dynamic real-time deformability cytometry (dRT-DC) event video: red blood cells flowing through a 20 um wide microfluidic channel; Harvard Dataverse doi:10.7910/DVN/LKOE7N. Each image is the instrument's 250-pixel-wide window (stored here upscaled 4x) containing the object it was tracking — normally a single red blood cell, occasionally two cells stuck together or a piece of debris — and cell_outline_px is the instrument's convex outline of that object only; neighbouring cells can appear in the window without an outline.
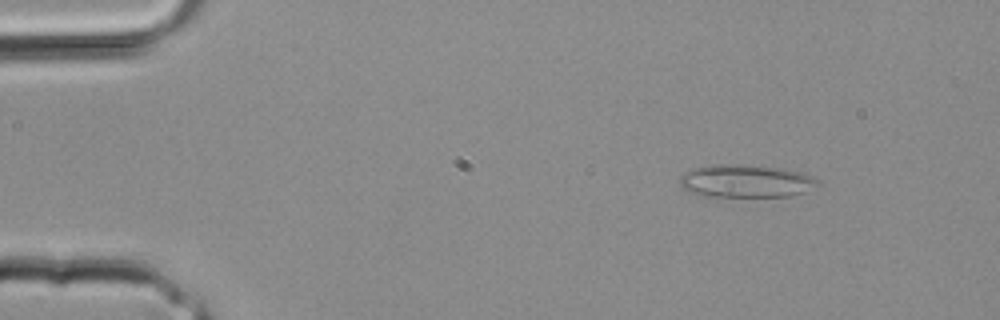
{"species": "common noctule bat (a hibernating species)", "species_latin": "Nyctalus noctula", "temperature_condition": "room temperature", "stored_images_in_passage": 12, "camera_frame_rate_fps": 3000, "um_per_image_px": 0.085, "animal": {"sex": "male", "body_mass_g": 20.4}, "frame": {"image": 1, "passage_image": 4, "time_ms": 1.0, "image_size_px": [1000, 320], "cell_outline_px": [[820, 184], [804, 192], [792, 196], [704, 196], [692, 192], [684, 188], [680, 184], [680, 176], [684, 172], [696, 168], [780, 168], [800, 172], [820, 180]], "centroid_in_image_um": [63.48, 15.47], "position_along_channel_um": 21.5, "area_um2": 24.62}}
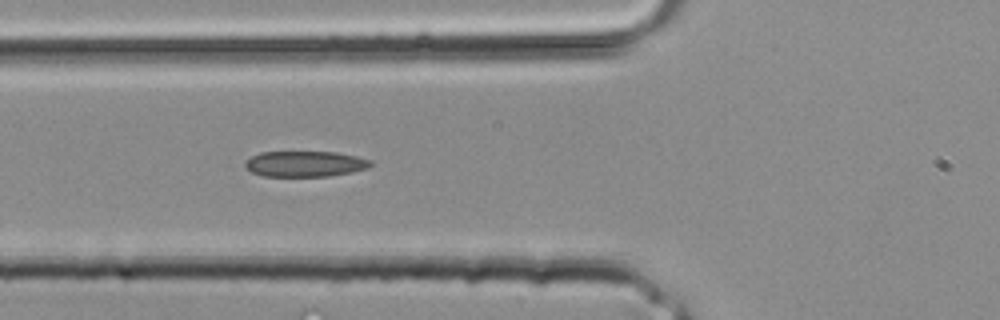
{"frame": {"image": 2, "passage_image": 12, "time_ms": 3.667, "image_size_px": [1000, 320], "cell_outline_px": [[372, 164], [368, 168], [352, 172], [328, 176], [264, 176], [252, 172], [244, 164], [252, 156], [260, 152], [336, 152], [372, 160]], "centroid_in_image_um": [25.95, 13.93], "position_along_channel_um": 99.8, "area_um2": 18.61}}